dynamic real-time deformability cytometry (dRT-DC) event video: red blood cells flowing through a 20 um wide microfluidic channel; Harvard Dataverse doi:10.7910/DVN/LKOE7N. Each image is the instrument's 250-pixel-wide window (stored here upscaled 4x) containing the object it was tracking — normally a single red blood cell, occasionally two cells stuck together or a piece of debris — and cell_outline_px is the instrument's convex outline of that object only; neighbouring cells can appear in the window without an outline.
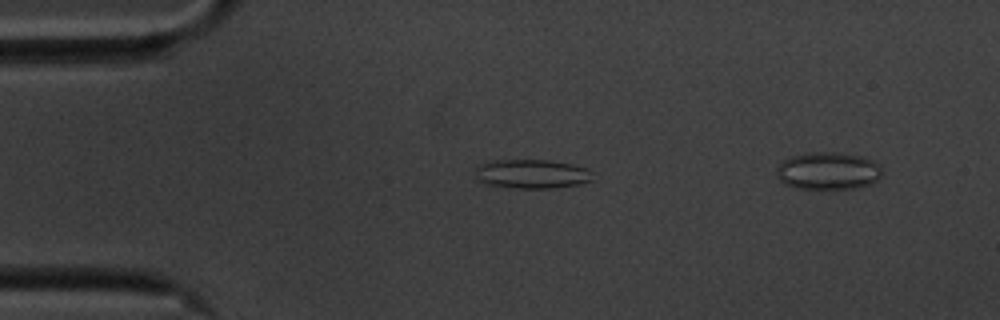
{"species": "common noctule bat (a hibernating species)", "species_latin": "Nyctalus noctula", "temperature_condition": "cold", "stored_images_in_passage": 42, "camera_frame_rate_fps": 3000, "um_per_image_px": 0.085, "animal": {"sex": "male", "body_mass_g": 20.1, "forearm_length_mm": 53.5}, "frame": {"image": 1, "passage_image": 4, "time_ms": 1.0, "image_size_px": [1000, 320], "cell_outline_px": [[592, 180], [580, 184], [552, 188], [520, 188], [488, 184], [476, 180], [476, 164], [492, 160], [548, 160], [572, 164], [588, 168]], "centroid_in_image_um": [45.17, 14.77], "position_along_channel_um": 39.8, "area_um2": 19.88}}
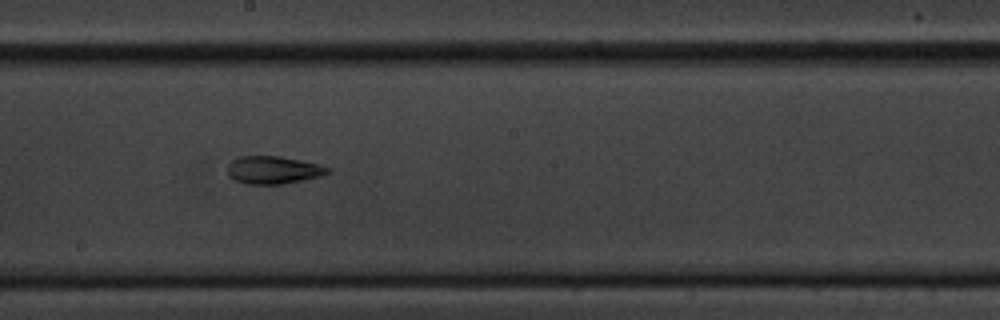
{"frame": {"image": 2, "passage_image": 22, "time_ms": 7.0, "image_size_px": [1000, 320], "cell_outline_px": [[332, 172], [320, 176], [304, 180], [280, 184], [248, 184], [232, 180], [228, 176], [228, 164], [232, 160], [240, 156], [280, 156], [320, 164], [332, 168]], "centroid_in_image_um": [23.25, 14.45], "position_along_channel_um": 225.0, "area_um2": 16.42}}
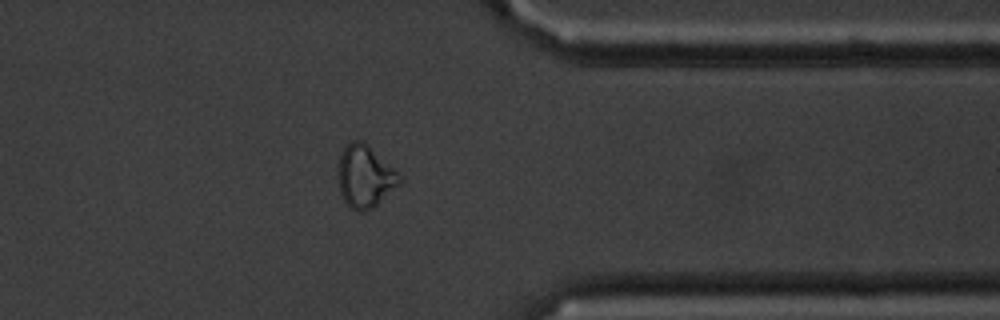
{"frame": {"image": 3, "passage_image": 36, "time_ms": 11.667, "image_size_px": [1000, 320], "cell_outline_px": [[404, 180], [400, 184], [372, 208], [360, 212], [352, 208], [344, 200], [340, 192], [336, 180], [336, 172], [340, 156], [344, 148], [352, 140], [364, 140]], "centroid_in_image_um": [30.98, 14.99], "position_along_channel_um": 380.4, "area_um2": 22.25}}